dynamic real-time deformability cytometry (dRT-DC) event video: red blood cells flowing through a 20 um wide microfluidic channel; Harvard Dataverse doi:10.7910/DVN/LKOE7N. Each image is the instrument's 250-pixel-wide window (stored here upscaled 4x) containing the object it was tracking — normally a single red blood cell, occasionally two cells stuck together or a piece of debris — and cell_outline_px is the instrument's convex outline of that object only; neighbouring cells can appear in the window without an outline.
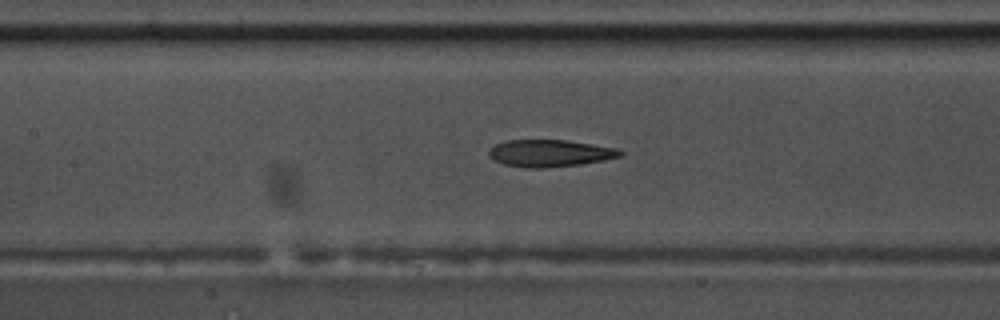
{"species": "common noctule bat (a hibernating species)", "species_latin": "Nyctalus noctula", "temperature_condition": "warm", "stored_images_in_passage": 53, "camera_frame_rate_fps": 3000, "um_per_image_px": 0.085, "animal": {"sex": "male", "body_mass_g": 17.5, "forearm_length_mm": 52.3}, "frame": {"image": 1, "passage_image": 22, "time_ms": 7.0, "image_size_px": [1000, 320], "cell_outline_px": [[624, 152], [620, 156], [604, 160], [580, 164], [544, 168], [524, 168], [504, 164], [488, 156], [488, 152], [496, 144], [504, 140], [564, 140], [592, 144], [616, 148]], "centroid_in_image_um": [46.72, 13.02], "position_along_channel_um": 160.7, "area_um2": 20.58}}
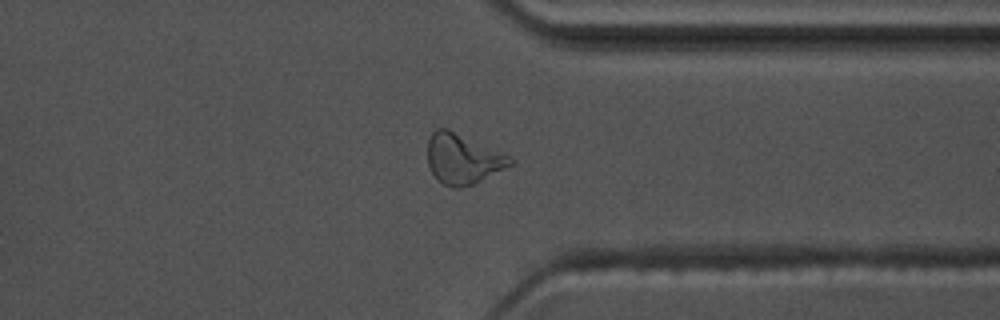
{"frame": {"image": 2, "passage_image": 40, "time_ms": 13.0, "image_size_px": [1000, 320], "cell_outline_px": [[512, 164], [472, 184], [460, 188], [452, 188], [444, 184], [432, 172], [428, 164], [428, 140], [432, 132], [436, 128], [448, 128], [508, 156], [512, 160]], "centroid_in_image_um": [39.28, 13.49], "position_along_channel_um": 372.1, "area_um2": 23.41}}
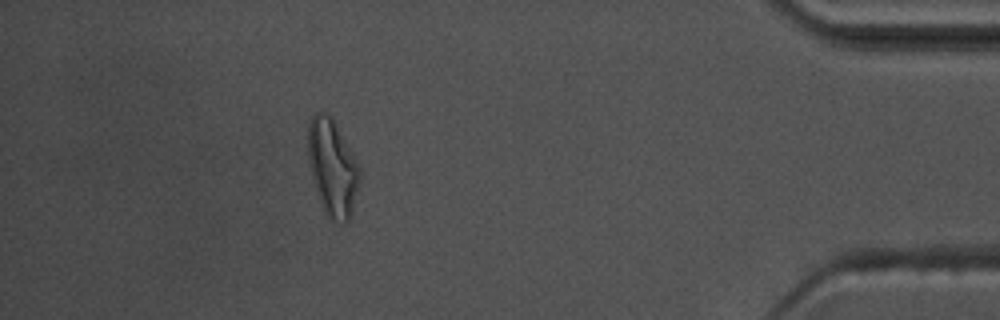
{"frame": {"image": 3, "passage_image": 47, "time_ms": 15.333, "image_size_px": [1000, 320], "cell_outline_px": [[360, 184], [352, 216], [348, 224], [332, 220], [324, 212], [312, 176], [308, 156], [308, 124], [312, 116], [316, 112], [320, 112], [332, 116], [352, 152], [360, 168]], "centroid_in_image_um": [28.29, 14.28], "position_along_channel_um": 406.9, "area_um2": 29.19}, "authors_computed_cell_mechanics": {"area_um2": 21.2704, "velocity_mm_per_s": 3.5609, "shape_relaxation_time_tau1_ms": 7.6247, "shape_relaxation_time_tau2_ms": 2.0374, "deformation_change_tau1": 0.246, "deformation_change_tau2": 0.116}}